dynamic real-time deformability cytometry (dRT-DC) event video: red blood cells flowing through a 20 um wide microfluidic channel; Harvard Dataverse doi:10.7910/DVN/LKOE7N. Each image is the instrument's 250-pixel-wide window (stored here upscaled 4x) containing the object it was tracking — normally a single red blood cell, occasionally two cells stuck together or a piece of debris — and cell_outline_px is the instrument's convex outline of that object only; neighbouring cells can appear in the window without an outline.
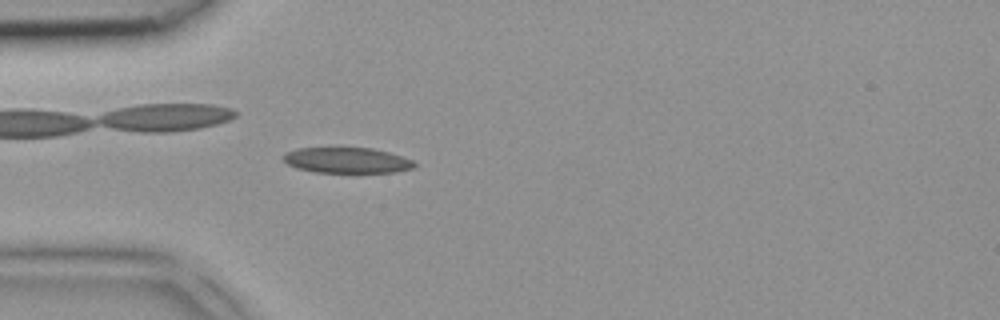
{"species": "common noctule bat (a hibernating species)", "species_latin": "Nyctalus noctula", "temperature_condition": "room temperature", "stored_images_in_passage": 3, "camera_frame_rate_fps": 3000, "um_per_image_px": 0.085, "animal": {"sex": "female", "body_mass_g": 18.4}, "frame": {"image": 1, "passage_image": 3, "time_ms": 0.667, "image_size_px": [1000, 320], "cell_outline_px": [[416, 164], [412, 168], [396, 172], [316, 172], [296, 168], [288, 164], [280, 156], [284, 152], [296, 148], [372, 148], [388, 152], [412, 160]], "centroid_in_image_um": [29.43, 13.62], "position_along_channel_um": 55.6, "area_um2": 19.48}}